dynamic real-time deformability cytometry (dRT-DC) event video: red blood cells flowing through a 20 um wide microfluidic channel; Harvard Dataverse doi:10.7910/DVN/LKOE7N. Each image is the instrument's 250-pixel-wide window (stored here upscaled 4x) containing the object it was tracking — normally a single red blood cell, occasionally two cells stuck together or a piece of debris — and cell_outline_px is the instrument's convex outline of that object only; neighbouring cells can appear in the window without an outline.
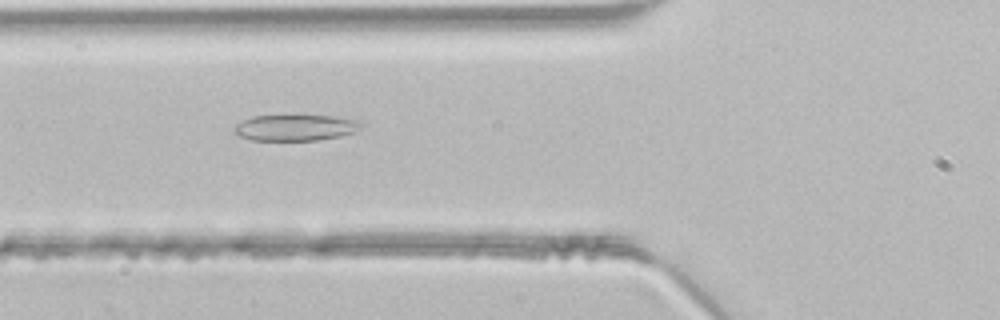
{"species": "common noctule bat (a hibernating species)", "species_latin": "Nyctalus noctula", "temperature_condition": "room temperature", "stored_images_in_passage": 35, "camera_frame_rate_fps": 3000, "um_per_image_px": 0.085, "animal": {"sex": "male", "body_mass_g": 21.5, "forearm_length_mm": 52.0}, "frame": {"image": 1, "passage_image": 5, "time_ms": 1.333, "image_size_px": [1000, 320], "cell_outline_px": [[364, 124], [356, 132], [340, 136], [320, 140], [252, 140], [240, 136], [232, 132], [232, 128], [236, 124], [252, 116], [336, 116], [360, 120]], "centroid_in_image_um": [25.14, 10.85], "position_along_channel_um": 100.7, "area_um2": 19.42}}
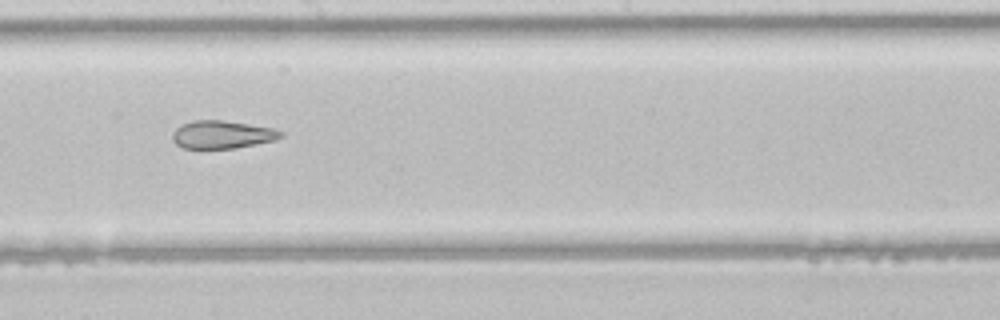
{"frame": {"image": 2, "passage_image": 14, "time_ms": 4.333, "image_size_px": [1000, 320], "cell_outline_px": [[284, 136], [276, 140], [236, 148], [180, 148], [172, 140], [172, 132], [180, 124], [192, 120], [220, 120], [248, 124], [272, 128], [284, 132]], "centroid_in_image_um": [18.86, 11.44], "position_along_channel_um": 229.3, "area_um2": 17.74}}
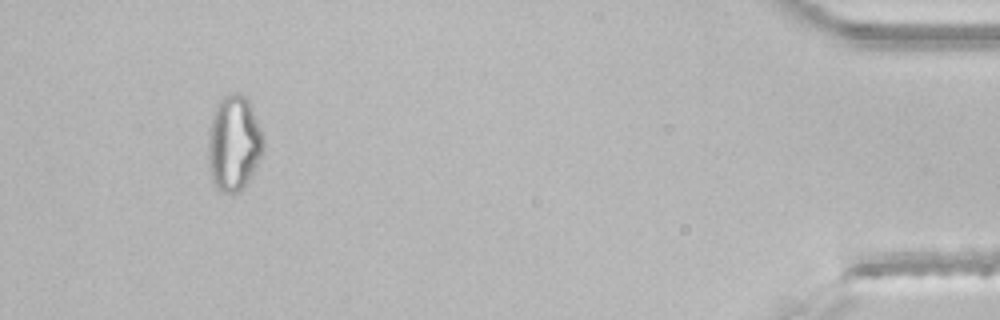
{"frame": {"image": 3, "passage_image": 32, "time_ms": 10.333, "image_size_px": [1000, 320], "cell_outline_px": [[264, 152], [248, 180], [232, 196], [220, 192], [216, 188], [212, 180], [208, 168], [208, 132], [212, 116], [216, 104], [228, 92], [248, 96], [264, 136]], "centroid_in_image_um": [19.87, 12.16], "position_along_channel_um": 415.3, "area_um2": 31.33}}